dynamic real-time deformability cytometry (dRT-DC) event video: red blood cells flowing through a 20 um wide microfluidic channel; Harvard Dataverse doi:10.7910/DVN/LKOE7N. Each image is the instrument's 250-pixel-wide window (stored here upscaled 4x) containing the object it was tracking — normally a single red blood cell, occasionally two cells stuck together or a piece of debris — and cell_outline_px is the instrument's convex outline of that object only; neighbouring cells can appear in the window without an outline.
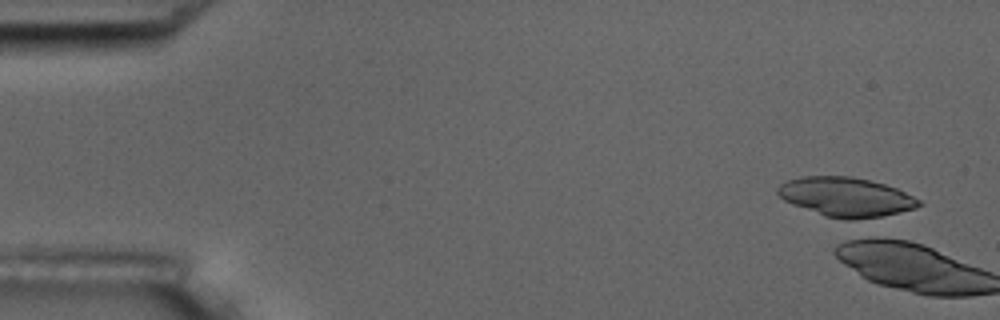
{"species": "common noctule bat (a hibernating species)", "species_latin": "Nyctalus noctula", "temperature_condition": "room temperature", "stored_images_in_passage": 6, "camera_frame_rate_fps": 3000, "um_per_image_px": 0.085, "animal": {"sex": "male", "body_mass_g": 17.5, "forearm_length_mm": 52.3}, "frame": {"image": 1, "passage_image": 1, "time_ms": 0.0, "image_size_px": [1000, 320], "cell_outline_px": [[924, 204], [916, 208], [876, 220], [844, 220], [824, 216], [792, 204], [784, 200], [776, 192], [776, 188], [780, 184], [788, 180], [800, 176], [852, 176], [884, 184], [896, 188], [920, 200]], "centroid_in_image_um": [71.95, 16.78], "position_along_channel_um": 13.1, "area_um2": 33.0}}